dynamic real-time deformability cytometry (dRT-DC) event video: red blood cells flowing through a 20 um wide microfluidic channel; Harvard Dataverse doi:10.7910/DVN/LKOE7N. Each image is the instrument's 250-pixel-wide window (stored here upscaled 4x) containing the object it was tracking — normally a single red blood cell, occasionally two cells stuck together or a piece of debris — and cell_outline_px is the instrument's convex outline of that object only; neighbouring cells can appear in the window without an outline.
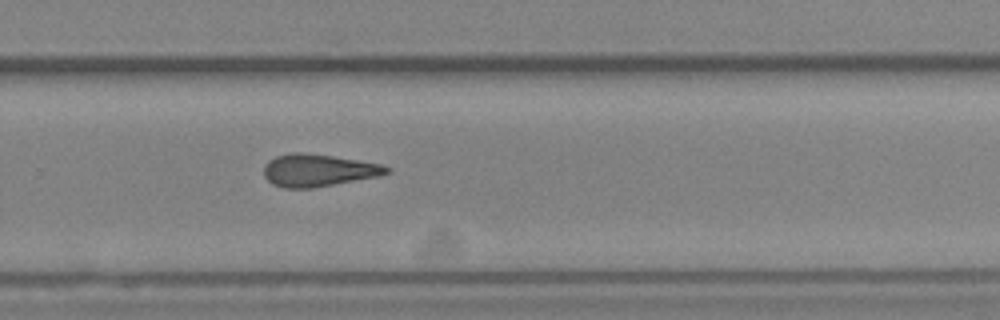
{"species": "Egyptian fruit bat (a non-hibernating species)", "species_latin": "Rousettus aegyptiacus", "temperature_condition": "cold", "stored_images_in_passage": 9, "segment_of_instrument_passage": [1, 2], "camera_frame_rate_fps": 3000, "um_per_image_px": 0.085, "animal": {"sex": "female"}, "frame": {"image": 1, "passage_image": 8, "time_ms": 9.0, "image_size_px": [1000, 320], "cell_outline_px": [[392, 172], [380, 176], [312, 188], [284, 188], [272, 184], [264, 176], [264, 164], [268, 160], [276, 156], [292, 152], [300, 152], [332, 156], [380, 164], [392, 168]], "centroid_in_image_um": [27.04, 14.48], "position_along_channel_um": 302.8, "area_um2": 23.18}}